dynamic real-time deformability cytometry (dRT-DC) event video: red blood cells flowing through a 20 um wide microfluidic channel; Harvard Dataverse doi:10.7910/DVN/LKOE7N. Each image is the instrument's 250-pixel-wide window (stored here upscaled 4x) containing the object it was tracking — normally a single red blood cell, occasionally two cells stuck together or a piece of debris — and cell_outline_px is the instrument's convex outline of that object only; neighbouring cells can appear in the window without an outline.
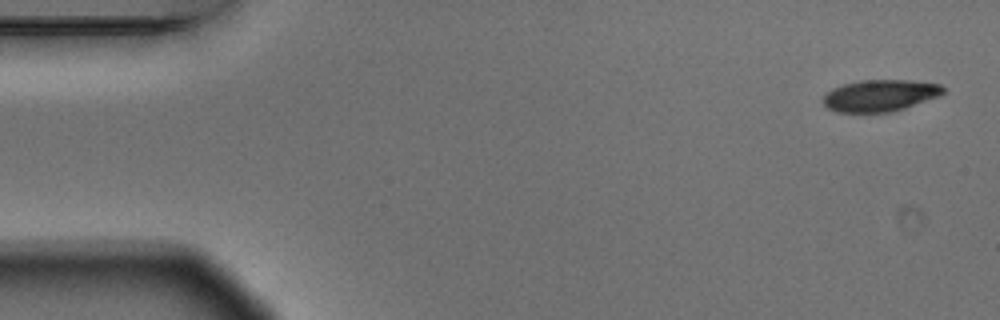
{"species": "Egyptian fruit bat (a non-hibernating species)", "species_latin": "Rousettus aegyptiacus", "temperature_condition": "warm", "stored_images_in_passage": 7, "camera_frame_rate_fps": 3000, "um_per_image_px": 0.085, "animal": {"sex": "male"}, "frame": {"image": 1, "passage_image": 1, "time_ms": 0.0, "image_size_px": [1000, 320], "cell_outline_px": [[944, 92], [936, 96], [904, 108], [892, 112], [836, 112], [828, 108], [824, 104], [824, 96], [832, 88], [844, 84], [860, 80], [912, 80], [940, 84], [944, 88]], "centroid_in_image_um": [74.78, 8.11], "position_along_channel_um": 10.2, "area_um2": 21.91}}
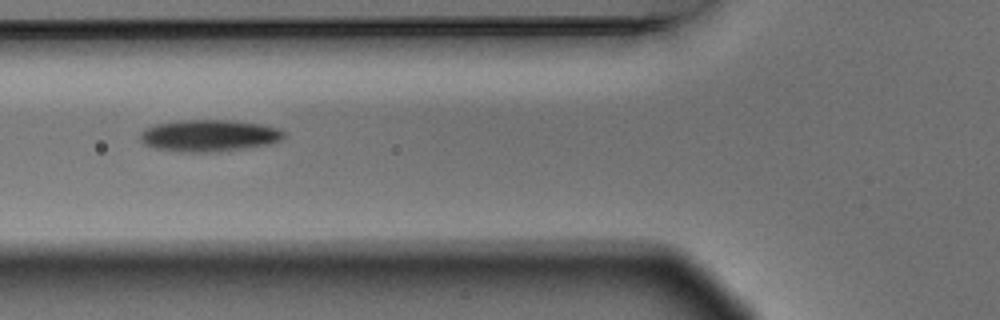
{"frame": {"image": 2, "passage_image": 6, "time_ms": 1.667, "image_size_px": [1000, 320], "cell_outline_px": [[288, 136], [272, 144], [244, 148], [212, 152], [180, 152], [156, 148], [144, 144], [140, 140], [140, 132], [156, 124], [180, 120], [228, 120], [260, 124], [280, 128]], "centroid_in_image_um": [17.81, 11.53], "position_along_channel_um": 108.0, "area_um2": 26.7}}
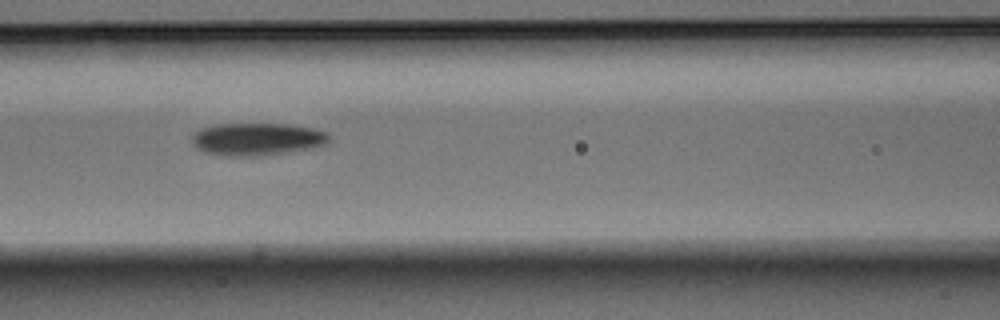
{"frame": {"image": 3, "passage_image": 7, "time_ms": 2.0, "image_size_px": [1000, 320], "cell_outline_px": [[332, 140], [328, 144], [308, 148], [260, 156], [220, 156], [204, 152], [196, 148], [192, 144], [192, 136], [200, 128], [216, 124], [288, 124], [316, 128], [328, 132]], "centroid_in_image_um": [21.86, 11.82], "position_along_channel_um": 144.7, "area_um2": 26.3}}